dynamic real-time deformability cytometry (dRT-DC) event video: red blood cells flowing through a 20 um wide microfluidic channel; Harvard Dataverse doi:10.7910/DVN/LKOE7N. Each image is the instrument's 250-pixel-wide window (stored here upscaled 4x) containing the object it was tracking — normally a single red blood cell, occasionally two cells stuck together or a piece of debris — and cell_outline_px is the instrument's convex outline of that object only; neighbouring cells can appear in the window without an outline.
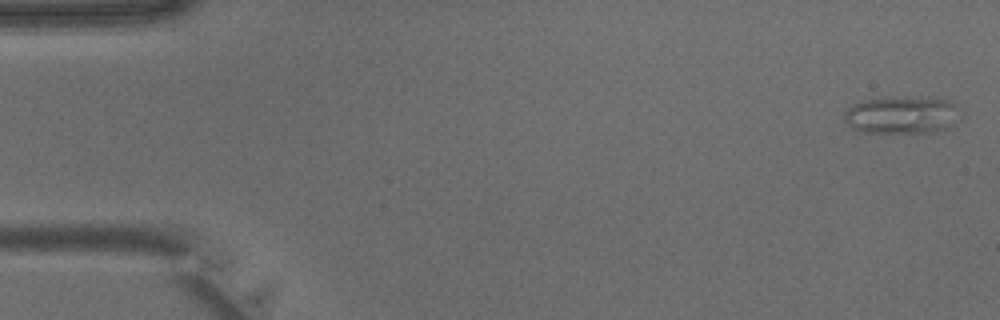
{"species": "common noctule bat (a hibernating species)", "species_latin": "Nyctalus noctula", "temperature_condition": "warm", "stored_images_in_passage": 41, "camera_frame_rate_fps": 3000, "um_per_image_px": 0.085, "animal": {"sex": "male", "body_mass_g": 15.6}, "frame": {"image": 1, "passage_image": 1, "time_ms": 0.0, "image_size_px": [1000, 320], "cell_outline_px": [[964, 116], [960, 120], [948, 128], [936, 132], [864, 132], [852, 128], [844, 120], [844, 112], [848, 108], [864, 100], [928, 96], [948, 100], [956, 104], [964, 112]], "centroid_in_image_um": [76.8, 9.77], "position_along_channel_um": 8.2, "area_um2": 25.72}}
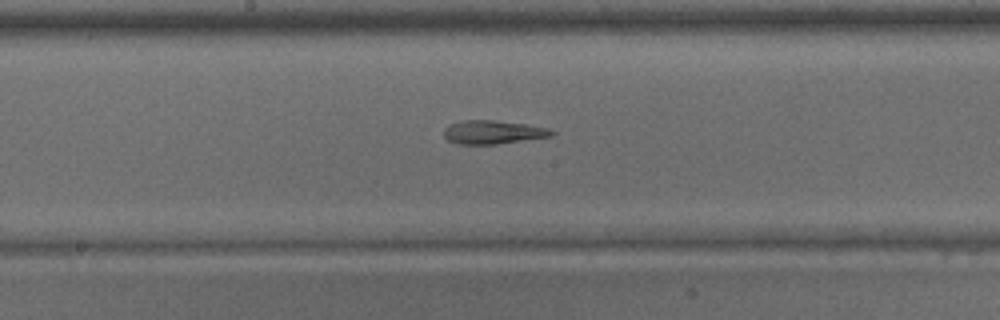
{"frame": {"image": 2, "passage_image": 21, "time_ms": 6.667, "image_size_px": [1000, 320], "cell_outline_px": [[556, 132], [552, 136], [496, 144], [456, 144], [448, 140], [444, 136], [444, 128], [448, 124], [460, 120], [492, 120], [524, 124], [548, 128]], "centroid_in_image_um": [41.86, 11.23], "position_along_channel_um": 206.3, "area_um2": 14.8}}
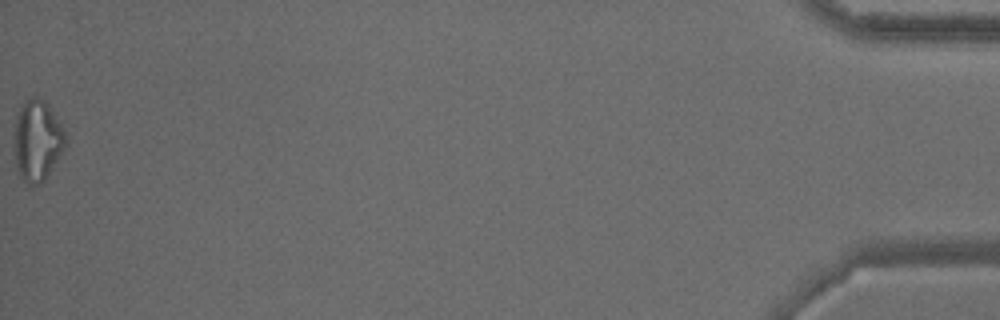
{"frame": {"image": 3, "passage_image": 41, "time_ms": 13.333, "image_size_px": [1000, 320], "cell_outline_px": [[64, 148], [40, 184], [28, 184], [20, 176], [16, 164], [16, 116], [24, 100], [28, 96], [36, 96], [44, 100], [48, 104], [60, 124], [64, 132]], "centroid_in_image_um": [3.16, 11.88], "position_along_channel_um": 432.0, "area_um2": 23.24}}